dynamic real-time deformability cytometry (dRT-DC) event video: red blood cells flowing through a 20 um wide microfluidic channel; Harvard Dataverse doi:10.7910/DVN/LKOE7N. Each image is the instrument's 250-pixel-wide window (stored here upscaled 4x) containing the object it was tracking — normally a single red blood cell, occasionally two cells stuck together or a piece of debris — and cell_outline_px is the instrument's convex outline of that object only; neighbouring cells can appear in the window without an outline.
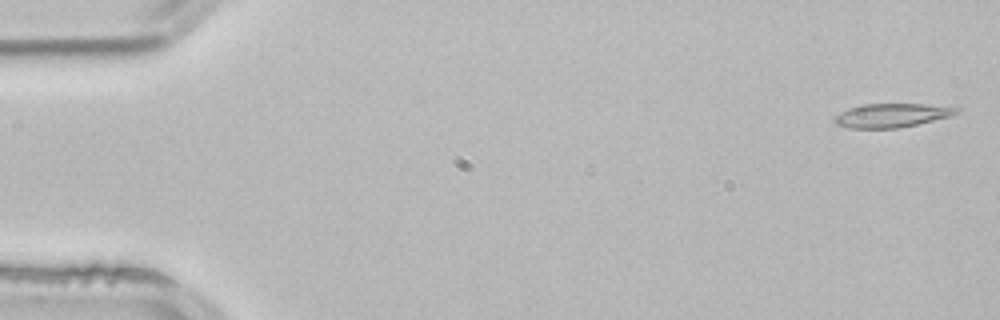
{"species": "common noctule bat (a hibernating species)", "species_latin": "Nyctalus noctula", "temperature_condition": "room temperature", "stored_images_in_passage": 51, "camera_frame_rate_fps": 3000, "um_per_image_px": 0.085, "animal": {"sex": "male", "body_mass_g": 21.5, "forearm_length_mm": 52.0}, "frame": {"image": 1, "passage_image": 1, "time_ms": 0.0, "image_size_px": [1000, 320], "cell_outline_px": [[960, 112], [952, 116], [916, 124], [896, 128], [848, 128], [836, 124], [836, 116], [840, 112], [848, 108], [864, 104], [924, 104], [960, 108]], "centroid_in_image_um": [75.82, 9.8], "position_along_channel_um": 9.2, "area_um2": 16.76}}
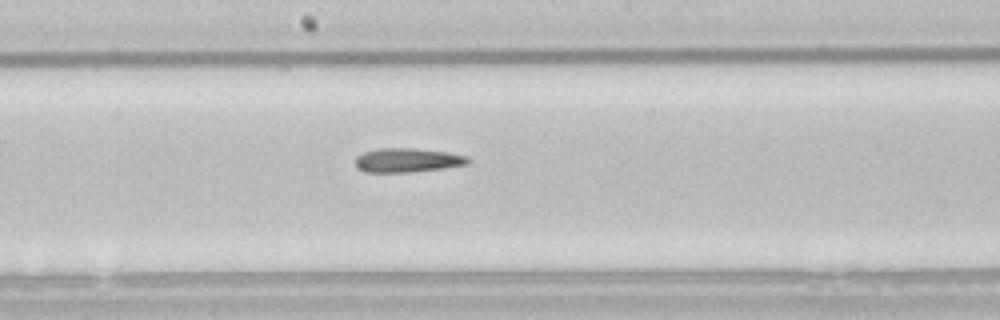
{"frame": {"image": 2, "passage_image": 27, "time_ms": 8.667, "image_size_px": [1000, 320], "cell_outline_px": [[472, 160], [468, 164], [444, 168], [412, 172], [364, 172], [356, 168], [356, 156], [364, 152], [376, 148], [416, 148], [448, 152], [468, 156]], "centroid_in_image_um": [34.64, 13.61], "position_along_channel_um": 213.6, "area_um2": 16.07}}
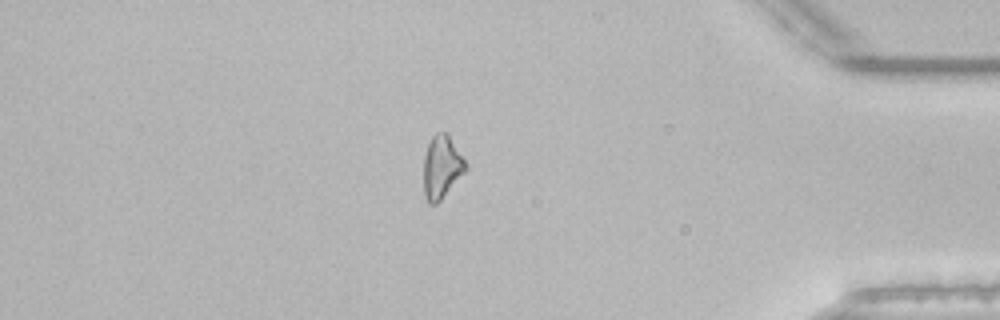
{"frame": {"image": 3, "passage_image": 44, "time_ms": 14.333, "image_size_px": [1000, 320], "cell_outline_px": [[468, 168], [440, 200], [436, 204], [428, 204], [424, 196], [424, 156], [428, 144], [432, 136], [436, 132], [448, 132], [464, 160]], "centroid_in_image_um": [37.53, 14.18], "position_along_channel_um": 397.7, "area_um2": 15.32}}